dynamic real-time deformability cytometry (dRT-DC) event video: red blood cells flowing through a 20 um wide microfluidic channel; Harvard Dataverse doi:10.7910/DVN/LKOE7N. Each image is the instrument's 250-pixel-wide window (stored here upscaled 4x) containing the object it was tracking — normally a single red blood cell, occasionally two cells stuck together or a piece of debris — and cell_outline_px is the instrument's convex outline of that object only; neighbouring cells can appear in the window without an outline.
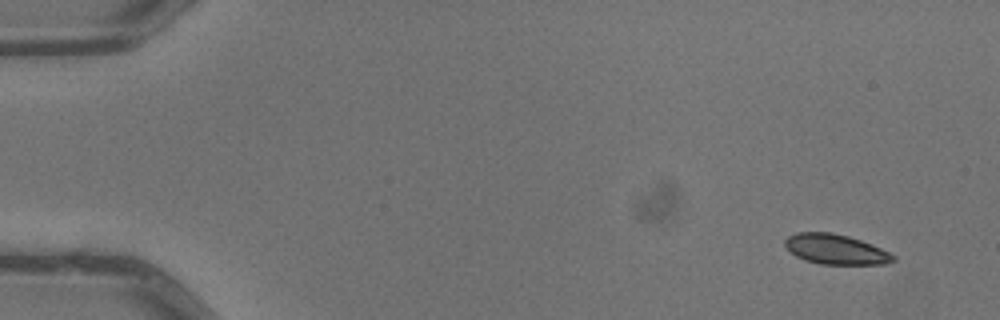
{"species": "common noctule bat (a hibernating species)", "species_latin": "Nyctalus noctula", "temperature_condition": "warm", "stored_images_in_passage": 5, "camera_frame_rate_fps": 3000, "um_per_image_px": 0.085, "animal": {"sex": "male", "body_mass_g": 13.3}, "frame": {"image": 1, "passage_image": 1, "time_ms": 0.0, "image_size_px": [1000, 320], "cell_outline_px": [[896, 260], [884, 264], [820, 264], [804, 260], [796, 256], [784, 244], [784, 240], [788, 236], [796, 232], [832, 232], [848, 236], [872, 244], [896, 256]], "centroid_in_image_um": [71.02, 21.19], "position_along_channel_um": 14.0, "area_um2": 18.9}}